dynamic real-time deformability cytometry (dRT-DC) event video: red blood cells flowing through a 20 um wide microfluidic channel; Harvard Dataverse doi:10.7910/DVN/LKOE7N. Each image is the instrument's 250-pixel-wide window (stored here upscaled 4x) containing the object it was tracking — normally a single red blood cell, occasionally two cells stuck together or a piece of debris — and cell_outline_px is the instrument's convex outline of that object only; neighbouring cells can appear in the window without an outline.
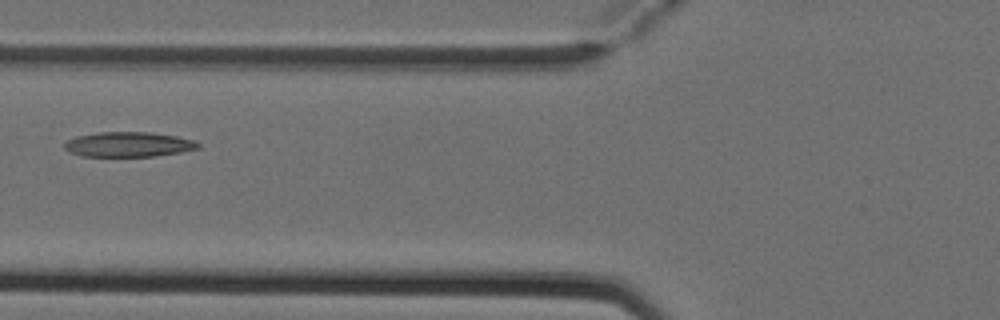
{"species": "Egyptian fruit bat (a non-hibernating species)", "species_latin": "Rousettus aegyptiacus", "temperature_condition": "cold", "stored_images_in_passage": 4, "camera_frame_rate_fps": 3000, "um_per_image_px": 0.085, "animal": {"sex": "female"}, "frame": {"image": 1, "passage_image": 3, "time_ms": 0.667, "image_size_px": [1000, 320], "cell_outline_px": [[200, 148], [180, 152], [156, 156], [80, 156], [68, 152], [64, 148], [64, 144], [68, 140], [76, 136], [100, 132], [148, 132], [176, 136], [196, 140], [200, 144]], "centroid_in_image_um": [10.93, 12.27], "position_along_channel_um": 114.9, "area_um2": 19.48}}
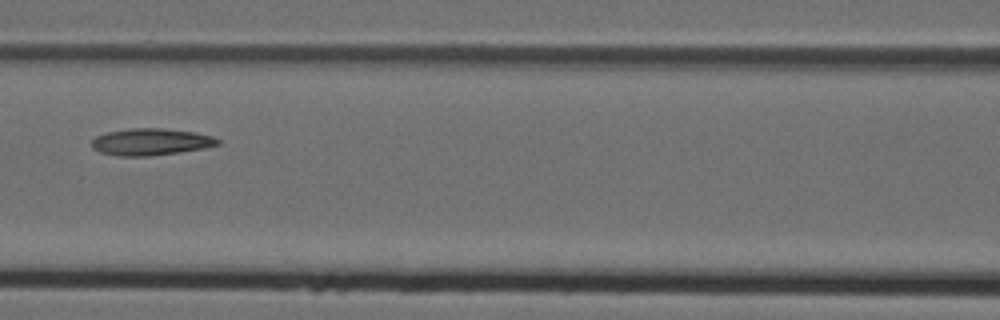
{"frame": {"image": 2, "passage_image": 4, "time_ms": 1.0, "image_size_px": [1000, 320], "cell_outline_px": [[220, 144], [204, 148], [180, 152], [148, 156], [116, 156], [100, 152], [92, 148], [92, 140], [96, 136], [108, 132], [128, 128], [160, 128], [196, 132], [212, 136], [220, 140]], "centroid_in_image_um": [12.82, 12.06], "position_along_channel_um": 153.8, "area_um2": 19.77}}